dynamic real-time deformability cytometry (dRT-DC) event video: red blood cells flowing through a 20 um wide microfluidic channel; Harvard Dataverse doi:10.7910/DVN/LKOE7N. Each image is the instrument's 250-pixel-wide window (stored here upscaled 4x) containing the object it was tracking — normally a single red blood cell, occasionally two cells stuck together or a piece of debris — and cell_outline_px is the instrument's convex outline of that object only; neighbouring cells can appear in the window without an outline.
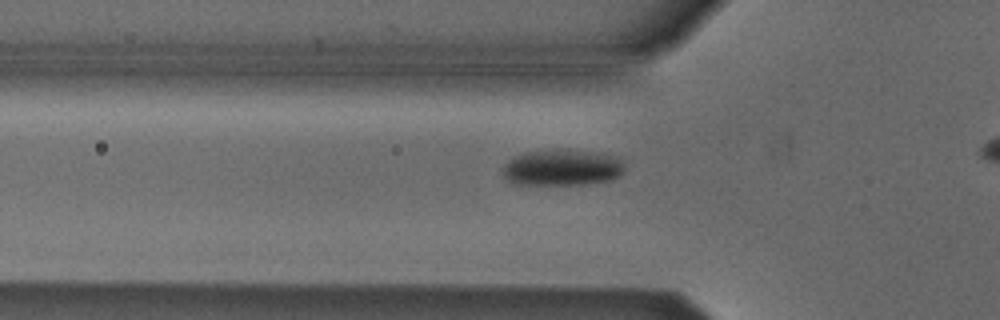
{"species": "Egyptian fruit bat (a non-hibernating species)", "species_latin": "Rousettus aegyptiacus", "temperature_condition": "cold", "stored_images_in_passage": 42, "camera_frame_rate_fps": 3000, "um_per_image_px": 0.085, "animal": {"sex": "male"}, "frame": {"image": 1, "passage_image": 16, "time_ms": 5.0, "image_size_px": [1000, 320], "cell_outline_px": [[624, 172], [620, 176], [612, 180], [584, 184], [512, 184], [504, 176], [500, 168], [512, 156], [524, 152], [560, 148], [596, 152], [612, 156], [624, 160]], "centroid_in_image_um": [47.76, 14.23], "position_along_channel_um": 78.0, "area_um2": 26.3}}
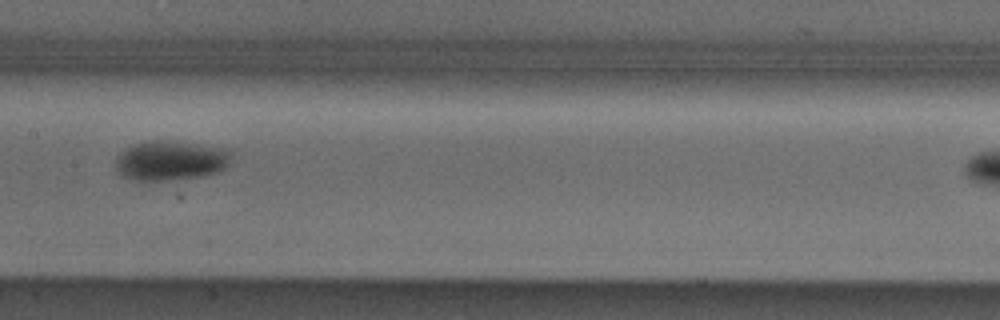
{"frame": {"image": 2, "passage_image": 25, "time_ms": 8.0, "image_size_px": [1000, 320], "cell_outline_px": [[232, 152], [228, 164], [220, 172], [200, 176], [160, 180], [136, 180], [120, 176], [116, 168], [116, 160], [120, 152], [136, 144], [156, 140], [160, 140], [228, 148]], "centroid_in_image_um": [14.52, 13.65], "position_along_channel_um": 192.9, "area_um2": 26.36}}
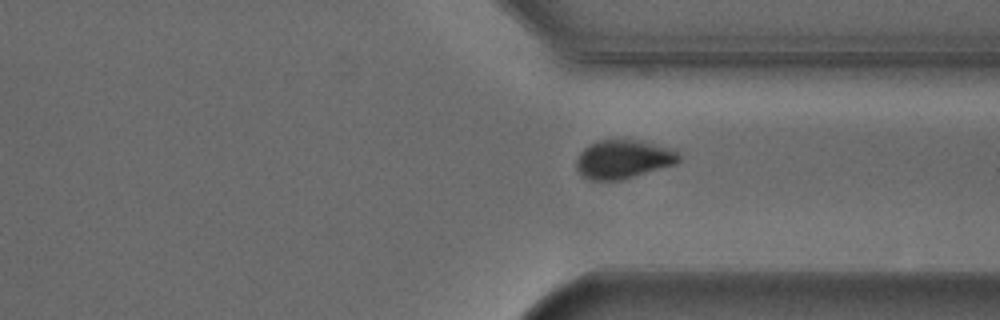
{"frame": {"image": 3, "passage_image": 38, "time_ms": 12.333, "image_size_px": [1000, 320], "cell_outline_px": [[680, 160], [676, 164], [620, 180], [588, 180], [576, 168], [576, 160], [580, 152], [584, 148], [600, 140], [632, 140], [676, 148], [680, 156]], "centroid_in_image_um": [53.0, 13.54], "position_along_channel_um": 358.4, "area_um2": 22.95}}